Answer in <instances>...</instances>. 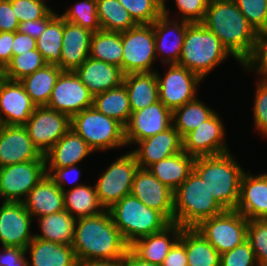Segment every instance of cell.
I'll return each instance as SVG.
<instances>
[{
	"mask_svg": "<svg viewBox=\"0 0 267 266\" xmlns=\"http://www.w3.org/2000/svg\"><path fill=\"white\" fill-rule=\"evenodd\" d=\"M179 239L185 245L188 266H220L221 255L195 228H183Z\"/></svg>",
	"mask_w": 267,
	"mask_h": 266,
	"instance_id": "cell-34",
	"label": "cell"
},
{
	"mask_svg": "<svg viewBox=\"0 0 267 266\" xmlns=\"http://www.w3.org/2000/svg\"><path fill=\"white\" fill-rule=\"evenodd\" d=\"M32 217H42L65 210L64 193L46 174L22 201Z\"/></svg>",
	"mask_w": 267,
	"mask_h": 266,
	"instance_id": "cell-27",
	"label": "cell"
},
{
	"mask_svg": "<svg viewBox=\"0 0 267 266\" xmlns=\"http://www.w3.org/2000/svg\"><path fill=\"white\" fill-rule=\"evenodd\" d=\"M19 23L45 18L52 9L44 0H10Z\"/></svg>",
	"mask_w": 267,
	"mask_h": 266,
	"instance_id": "cell-46",
	"label": "cell"
},
{
	"mask_svg": "<svg viewBox=\"0 0 267 266\" xmlns=\"http://www.w3.org/2000/svg\"><path fill=\"white\" fill-rule=\"evenodd\" d=\"M193 171L205 182L210 193L225 210L236 209L245 171L230 152L195 157Z\"/></svg>",
	"mask_w": 267,
	"mask_h": 266,
	"instance_id": "cell-3",
	"label": "cell"
},
{
	"mask_svg": "<svg viewBox=\"0 0 267 266\" xmlns=\"http://www.w3.org/2000/svg\"><path fill=\"white\" fill-rule=\"evenodd\" d=\"M71 118L46 106L35 107L25 123L29 137L42 155L70 129Z\"/></svg>",
	"mask_w": 267,
	"mask_h": 266,
	"instance_id": "cell-13",
	"label": "cell"
},
{
	"mask_svg": "<svg viewBox=\"0 0 267 266\" xmlns=\"http://www.w3.org/2000/svg\"><path fill=\"white\" fill-rule=\"evenodd\" d=\"M137 24H152L163 14V0H118Z\"/></svg>",
	"mask_w": 267,
	"mask_h": 266,
	"instance_id": "cell-43",
	"label": "cell"
},
{
	"mask_svg": "<svg viewBox=\"0 0 267 266\" xmlns=\"http://www.w3.org/2000/svg\"><path fill=\"white\" fill-rule=\"evenodd\" d=\"M209 2L210 0H175L177 9L182 14L180 20L190 23L202 22Z\"/></svg>",
	"mask_w": 267,
	"mask_h": 266,
	"instance_id": "cell-50",
	"label": "cell"
},
{
	"mask_svg": "<svg viewBox=\"0 0 267 266\" xmlns=\"http://www.w3.org/2000/svg\"><path fill=\"white\" fill-rule=\"evenodd\" d=\"M35 107L20 81H0V125L24 126Z\"/></svg>",
	"mask_w": 267,
	"mask_h": 266,
	"instance_id": "cell-19",
	"label": "cell"
},
{
	"mask_svg": "<svg viewBox=\"0 0 267 266\" xmlns=\"http://www.w3.org/2000/svg\"><path fill=\"white\" fill-rule=\"evenodd\" d=\"M93 107L107 117L117 120L124 127L129 122L132 113L124 84L94 95Z\"/></svg>",
	"mask_w": 267,
	"mask_h": 266,
	"instance_id": "cell-37",
	"label": "cell"
},
{
	"mask_svg": "<svg viewBox=\"0 0 267 266\" xmlns=\"http://www.w3.org/2000/svg\"><path fill=\"white\" fill-rule=\"evenodd\" d=\"M165 76L156 72L159 100L172 112L184 104L195 100L196 89L202 79L178 64L169 65Z\"/></svg>",
	"mask_w": 267,
	"mask_h": 266,
	"instance_id": "cell-12",
	"label": "cell"
},
{
	"mask_svg": "<svg viewBox=\"0 0 267 266\" xmlns=\"http://www.w3.org/2000/svg\"><path fill=\"white\" fill-rule=\"evenodd\" d=\"M92 152L86 141L70 128L44 155L46 168L75 165Z\"/></svg>",
	"mask_w": 267,
	"mask_h": 266,
	"instance_id": "cell-28",
	"label": "cell"
},
{
	"mask_svg": "<svg viewBox=\"0 0 267 266\" xmlns=\"http://www.w3.org/2000/svg\"><path fill=\"white\" fill-rule=\"evenodd\" d=\"M27 257H25V255L19 260L17 261L15 264H11L8 266H28V260H26Z\"/></svg>",
	"mask_w": 267,
	"mask_h": 266,
	"instance_id": "cell-60",
	"label": "cell"
},
{
	"mask_svg": "<svg viewBox=\"0 0 267 266\" xmlns=\"http://www.w3.org/2000/svg\"><path fill=\"white\" fill-rule=\"evenodd\" d=\"M108 211L129 246L142 237L163 231L171 224L161 212L147 207L131 194L124 196Z\"/></svg>",
	"mask_w": 267,
	"mask_h": 266,
	"instance_id": "cell-6",
	"label": "cell"
},
{
	"mask_svg": "<svg viewBox=\"0 0 267 266\" xmlns=\"http://www.w3.org/2000/svg\"><path fill=\"white\" fill-rule=\"evenodd\" d=\"M173 125L172 111L160 100L131 113L125 126V142L127 145L163 132Z\"/></svg>",
	"mask_w": 267,
	"mask_h": 266,
	"instance_id": "cell-15",
	"label": "cell"
},
{
	"mask_svg": "<svg viewBox=\"0 0 267 266\" xmlns=\"http://www.w3.org/2000/svg\"><path fill=\"white\" fill-rule=\"evenodd\" d=\"M32 219L23 202L3 201L0 207L2 245L25 249L34 238L30 232Z\"/></svg>",
	"mask_w": 267,
	"mask_h": 266,
	"instance_id": "cell-16",
	"label": "cell"
},
{
	"mask_svg": "<svg viewBox=\"0 0 267 266\" xmlns=\"http://www.w3.org/2000/svg\"><path fill=\"white\" fill-rule=\"evenodd\" d=\"M93 99V94L74 71H62L46 107L71 118L84 109L93 107Z\"/></svg>",
	"mask_w": 267,
	"mask_h": 266,
	"instance_id": "cell-14",
	"label": "cell"
},
{
	"mask_svg": "<svg viewBox=\"0 0 267 266\" xmlns=\"http://www.w3.org/2000/svg\"><path fill=\"white\" fill-rule=\"evenodd\" d=\"M161 266H188L185 245L180 239L171 247Z\"/></svg>",
	"mask_w": 267,
	"mask_h": 266,
	"instance_id": "cell-53",
	"label": "cell"
},
{
	"mask_svg": "<svg viewBox=\"0 0 267 266\" xmlns=\"http://www.w3.org/2000/svg\"><path fill=\"white\" fill-rule=\"evenodd\" d=\"M96 5L98 20L103 30L124 32L138 25L118 0H96Z\"/></svg>",
	"mask_w": 267,
	"mask_h": 266,
	"instance_id": "cell-40",
	"label": "cell"
},
{
	"mask_svg": "<svg viewBox=\"0 0 267 266\" xmlns=\"http://www.w3.org/2000/svg\"><path fill=\"white\" fill-rule=\"evenodd\" d=\"M173 198L174 223L183 228H195L201 221L225 211L194 171L173 191Z\"/></svg>",
	"mask_w": 267,
	"mask_h": 266,
	"instance_id": "cell-4",
	"label": "cell"
},
{
	"mask_svg": "<svg viewBox=\"0 0 267 266\" xmlns=\"http://www.w3.org/2000/svg\"><path fill=\"white\" fill-rule=\"evenodd\" d=\"M47 16L45 18L19 23L18 31L30 35L35 40L46 30Z\"/></svg>",
	"mask_w": 267,
	"mask_h": 266,
	"instance_id": "cell-55",
	"label": "cell"
},
{
	"mask_svg": "<svg viewBox=\"0 0 267 266\" xmlns=\"http://www.w3.org/2000/svg\"><path fill=\"white\" fill-rule=\"evenodd\" d=\"M216 111L204 105L201 100L195 99L172 112L174 128L179 132L182 139L191 131L195 130L201 123L210 119Z\"/></svg>",
	"mask_w": 267,
	"mask_h": 266,
	"instance_id": "cell-39",
	"label": "cell"
},
{
	"mask_svg": "<svg viewBox=\"0 0 267 266\" xmlns=\"http://www.w3.org/2000/svg\"><path fill=\"white\" fill-rule=\"evenodd\" d=\"M61 72L58 65L46 64L43 68L20 80L36 107L47 106Z\"/></svg>",
	"mask_w": 267,
	"mask_h": 266,
	"instance_id": "cell-33",
	"label": "cell"
},
{
	"mask_svg": "<svg viewBox=\"0 0 267 266\" xmlns=\"http://www.w3.org/2000/svg\"><path fill=\"white\" fill-rule=\"evenodd\" d=\"M61 16L66 21L87 28L92 32H97L101 29L97 15L96 0L78 2Z\"/></svg>",
	"mask_w": 267,
	"mask_h": 266,
	"instance_id": "cell-42",
	"label": "cell"
},
{
	"mask_svg": "<svg viewBox=\"0 0 267 266\" xmlns=\"http://www.w3.org/2000/svg\"><path fill=\"white\" fill-rule=\"evenodd\" d=\"M229 54L220 39L201 22H189L178 65L204 79Z\"/></svg>",
	"mask_w": 267,
	"mask_h": 266,
	"instance_id": "cell-5",
	"label": "cell"
},
{
	"mask_svg": "<svg viewBox=\"0 0 267 266\" xmlns=\"http://www.w3.org/2000/svg\"><path fill=\"white\" fill-rule=\"evenodd\" d=\"M123 43V73L153 72L155 60V38L152 24H138L136 27L121 32Z\"/></svg>",
	"mask_w": 267,
	"mask_h": 266,
	"instance_id": "cell-9",
	"label": "cell"
},
{
	"mask_svg": "<svg viewBox=\"0 0 267 266\" xmlns=\"http://www.w3.org/2000/svg\"><path fill=\"white\" fill-rule=\"evenodd\" d=\"M18 27L19 21L10 0H0V32H16Z\"/></svg>",
	"mask_w": 267,
	"mask_h": 266,
	"instance_id": "cell-51",
	"label": "cell"
},
{
	"mask_svg": "<svg viewBox=\"0 0 267 266\" xmlns=\"http://www.w3.org/2000/svg\"><path fill=\"white\" fill-rule=\"evenodd\" d=\"M74 72L93 96L121 86L125 76L120 67L91 57H88Z\"/></svg>",
	"mask_w": 267,
	"mask_h": 266,
	"instance_id": "cell-24",
	"label": "cell"
},
{
	"mask_svg": "<svg viewBox=\"0 0 267 266\" xmlns=\"http://www.w3.org/2000/svg\"><path fill=\"white\" fill-rule=\"evenodd\" d=\"M242 66L254 68L261 79H267V32L258 33L253 54Z\"/></svg>",
	"mask_w": 267,
	"mask_h": 266,
	"instance_id": "cell-49",
	"label": "cell"
},
{
	"mask_svg": "<svg viewBox=\"0 0 267 266\" xmlns=\"http://www.w3.org/2000/svg\"><path fill=\"white\" fill-rule=\"evenodd\" d=\"M247 241L254 250L258 266H267V219L248 220Z\"/></svg>",
	"mask_w": 267,
	"mask_h": 266,
	"instance_id": "cell-44",
	"label": "cell"
},
{
	"mask_svg": "<svg viewBox=\"0 0 267 266\" xmlns=\"http://www.w3.org/2000/svg\"><path fill=\"white\" fill-rule=\"evenodd\" d=\"M195 157L181 151L152 164L148 170L171 190L178 188L193 171Z\"/></svg>",
	"mask_w": 267,
	"mask_h": 266,
	"instance_id": "cell-31",
	"label": "cell"
},
{
	"mask_svg": "<svg viewBox=\"0 0 267 266\" xmlns=\"http://www.w3.org/2000/svg\"><path fill=\"white\" fill-rule=\"evenodd\" d=\"M42 234L34 237L57 244L72 245L75 219L69 212L63 210L38 218Z\"/></svg>",
	"mask_w": 267,
	"mask_h": 266,
	"instance_id": "cell-35",
	"label": "cell"
},
{
	"mask_svg": "<svg viewBox=\"0 0 267 266\" xmlns=\"http://www.w3.org/2000/svg\"><path fill=\"white\" fill-rule=\"evenodd\" d=\"M166 8V4L163 2V14L152 23L156 55H166L167 57H161L166 65L178 64L189 22L184 20H179L180 24L176 21L170 22V15ZM171 33L173 35L170 39L168 35L171 36Z\"/></svg>",
	"mask_w": 267,
	"mask_h": 266,
	"instance_id": "cell-21",
	"label": "cell"
},
{
	"mask_svg": "<svg viewBox=\"0 0 267 266\" xmlns=\"http://www.w3.org/2000/svg\"><path fill=\"white\" fill-rule=\"evenodd\" d=\"M220 266H258L254 250L245 241L231 251L221 254Z\"/></svg>",
	"mask_w": 267,
	"mask_h": 266,
	"instance_id": "cell-47",
	"label": "cell"
},
{
	"mask_svg": "<svg viewBox=\"0 0 267 266\" xmlns=\"http://www.w3.org/2000/svg\"><path fill=\"white\" fill-rule=\"evenodd\" d=\"M89 57L122 69L123 43L121 32L100 29L91 37Z\"/></svg>",
	"mask_w": 267,
	"mask_h": 266,
	"instance_id": "cell-38",
	"label": "cell"
},
{
	"mask_svg": "<svg viewBox=\"0 0 267 266\" xmlns=\"http://www.w3.org/2000/svg\"><path fill=\"white\" fill-rule=\"evenodd\" d=\"M70 128L82 137L93 151L124 147L125 127L94 107L71 117Z\"/></svg>",
	"mask_w": 267,
	"mask_h": 266,
	"instance_id": "cell-7",
	"label": "cell"
},
{
	"mask_svg": "<svg viewBox=\"0 0 267 266\" xmlns=\"http://www.w3.org/2000/svg\"><path fill=\"white\" fill-rule=\"evenodd\" d=\"M32 160H45L24 126L0 125V168Z\"/></svg>",
	"mask_w": 267,
	"mask_h": 266,
	"instance_id": "cell-20",
	"label": "cell"
},
{
	"mask_svg": "<svg viewBox=\"0 0 267 266\" xmlns=\"http://www.w3.org/2000/svg\"><path fill=\"white\" fill-rule=\"evenodd\" d=\"M224 125L218 114L201 123L183 139V151L194 157L215 156L229 152L224 140Z\"/></svg>",
	"mask_w": 267,
	"mask_h": 266,
	"instance_id": "cell-18",
	"label": "cell"
},
{
	"mask_svg": "<svg viewBox=\"0 0 267 266\" xmlns=\"http://www.w3.org/2000/svg\"><path fill=\"white\" fill-rule=\"evenodd\" d=\"M77 266H120V259L80 261L77 263Z\"/></svg>",
	"mask_w": 267,
	"mask_h": 266,
	"instance_id": "cell-59",
	"label": "cell"
},
{
	"mask_svg": "<svg viewBox=\"0 0 267 266\" xmlns=\"http://www.w3.org/2000/svg\"><path fill=\"white\" fill-rule=\"evenodd\" d=\"M76 184L63 192L65 211L75 219L95 216L105 211L98 199L95 186L78 184V182Z\"/></svg>",
	"mask_w": 267,
	"mask_h": 266,
	"instance_id": "cell-32",
	"label": "cell"
},
{
	"mask_svg": "<svg viewBox=\"0 0 267 266\" xmlns=\"http://www.w3.org/2000/svg\"><path fill=\"white\" fill-rule=\"evenodd\" d=\"M93 32L64 19V32L61 48L62 71H75L90 55Z\"/></svg>",
	"mask_w": 267,
	"mask_h": 266,
	"instance_id": "cell-25",
	"label": "cell"
},
{
	"mask_svg": "<svg viewBox=\"0 0 267 266\" xmlns=\"http://www.w3.org/2000/svg\"><path fill=\"white\" fill-rule=\"evenodd\" d=\"M72 247L78 262L118 260L126 255L129 245L114 225L108 210L76 221Z\"/></svg>",
	"mask_w": 267,
	"mask_h": 266,
	"instance_id": "cell-1",
	"label": "cell"
},
{
	"mask_svg": "<svg viewBox=\"0 0 267 266\" xmlns=\"http://www.w3.org/2000/svg\"><path fill=\"white\" fill-rule=\"evenodd\" d=\"M64 32V18L54 13L47 15V28L36 39L37 50L42 54L46 64L59 65Z\"/></svg>",
	"mask_w": 267,
	"mask_h": 266,
	"instance_id": "cell-36",
	"label": "cell"
},
{
	"mask_svg": "<svg viewBox=\"0 0 267 266\" xmlns=\"http://www.w3.org/2000/svg\"><path fill=\"white\" fill-rule=\"evenodd\" d=\"M132 112L144 109L159 101L156 72L129 73L124 76Z\"/></svg>",
	"mask_w": 267,
	"mask_h": 266,
	"instance_id": "cell-30",
	"label": "cell"
},
{
	"mask_svg": "<svg viewBox=\"0 0 267 266\" xmlns=\"http://www.w3.org/2000/svg\"><path fill=\"white\" fill-rule=\"evenodd\" d=\"M235 210L247 220L267 219V173L255 176L244 172Z\"/></svg>",
	"mask_w": 267,
	"mask_h": 266,
	"instance_id": "cell-23",
	"label": "cell"
},
{
	"mask_svg": "<svg viewBox=\"0 0 267 266\" xmlns=\"http://www.w3.org/2000/svg\"><path fill=\"white\" fill-rule=\"evenodd\" d=\"M46 174L45 160H32L1 167L0 198H4L3 201L22 202Z\"/></svg>",
	"mask_w": 267,
	"mask_h": 266,
	"instance_id": "cell-11",
	"label": "cell"
},
{
	"mask_svg": "<svg viewBox=\"0 0 267 266\" xmlns=\"http://www.w3.org/2000/svg\"><path fill=\"white\" fill-rule=\"evenodd\" d=\"M4 78V68L0 65V81Z\"/></svg>",
	"mask_w": 267,
	"mask_h": 266,
	"instance_id": "cell-61",
	"label": "cell"
},
{
	"mask_svg": "<svg viewBox=\"0 0 267 266\" xmlns=\"http://www.w3.org/2000/svg\"><path fill=\"white\" fill-rule=\"evenodd\" d=\"M46 173L63 192L66 190L63 186L64 184L76 183V181H78V178L80 177V172H78L77 164L62 168H46ZM70 173H74L75 178L69 179L68 181H72L67 182V176Z\"/></svg>",
	"mask_w": 267,
	"mask_h": 266,
	"instance_id": "cell-52",
	"label": "cell"
},
{
	"mask_svg": "<svg viewBox=\"0 0 267 266\" xmlns=\"http://www.w3.org/2000/svg\"><path fill=\"white\" fill-rule=\"evenodd\" d=\"M24 255L25 249L19 247L3 246V253H0V266L15 264Z\"/></svg>",
	"mask_w": 267,
	"mask_h": 266,
	"instance_id": "cell-57",
	"label": "cell"
},
{
	"mask_svg": "<svg viewBox=\"0 0 267 266\" xmlns=\"http://www.w3.org/2000/svg\"><path fill=\"white\" fill-rule=\"evenodd\" d=\"M14 32H0V65L5 68L12 59Z\"/></svg>",
	"mask_w": 267,
	"mask_h": 266,
	"instance_id": "cell-56",
	"label": "cell"
},
{
	"mask_svg": "<svg viewBox=\"0 0 267 266\" xmlns=\"http://www.w3.org/2000/svg\"><path fill=\"white\" fill-rule=\"evenodd\" d=\"M138 148L131 151L139 168L148 169L152 164L183 151V141L172 125L167 130L136 143Z\"/></svg>",
	"mask_w": 267,
	"mask_h": 266,
	"instance_id": "cell-22",
	"label": "cell"
},
{
	"mask_svg": "<svg viewBox=\"0 0 267 266\" xmlns=\"http://www.w3.org/2000/svg\"><path fill=\"white\" fill-rule=\"evenodd\" d=\"M45 65L46 61L37 49L29 50L20 55L12 56L11 61L4 68V78L20 81Z\"/></svg>",
	"mask_w": 267,
	"mask_h": 266,
	"instance_id": "cell-41",
	"label": "cell"
},
{
	"mask_svg": "<svg viewBox=\"0 0 267 266\" xmlns=\"http://www.w3.org/2000/svg\"><path fill=\"white\" fill-rule=\"evenodd\" d=\"M257 33L267 32V0H233Z\"/></svg>",
	"mask_w": 267,
	"mask_h": 266,
	"instance_id": "cell-45",
	"label": "cell"
},
{
	"mask_svg": "<svg viewBox=\"0 0 267 266\" xmlns=\"http://www.w3.org/2000/svg\"><path fill=\"white\" fill-rule=\"evenodd\" d=\"M195 229L221 255L247 241L248 220L235 209L225 210L201 221Z\"/></svg>",
	"mask_w": 267,
	"mask_h": 266,
	"instance_id": "cell-8",
	"label": "cell"
},
{
	"mask_svg": "<svg viewBox=\"0 0 267 266\" xmlns=\"http://www.w3.org/2000/svg\"><path fill=\"white\" fill-rule=\"evenodd\" d=\"M30 251L28 266H77L72 245L57 244L36 237L25 248Z\"/></svg>",
	"mask_w": 267,
	"mask_h": 266,
	"instance_id": "cell-29",
	"label": "cell"
},
{
	"mask_svg": "<svg viewBox=\"0 0 267 266\" xmlns=\"http://www.w3.org/2000/svg\"><path fill=\"white\" fill-rule=\"evenodd\" d=\"M138 169L136 158L130 152L117 158L99 177L95 188L105 210L110 209L124 196L131 193L133 179Z\"/></svg>",
	"mask_w": 267,
	"mask_h": 266,
	"instance_id": "cell-10",
	"label": "cell"
},
{
	"mask_svg": "<svg viewBox=\"0 0 267 266\" xmlns=\"http://www.w3.org/2000/svg\"><path fill=\"white\" fill-rule=\"evenodd\" d=\"M182 229L178 224L171 223L161 232L136 240L129 249L142 261L161 266Z\"/></svg>",
	"mask_w": 267,
	"mask_h": 266,
	"instance_id": "cell-26",
	"label": "cell"
},
{
	"mask_svg": "<svg viewBox=\"0 0 267 266\" xmlns=\"http://www.w3.org/2000/svg\"><path fill=\"white\" fill-rule=\"evenodd\" d=\"M255 93L254 125L263 135L267 136V79H259Z\"/></svg>",
	"mask_w": 267,
	"mask_h": 266,
	"instance_id": "cell-48",
	"label": "cell"
},
{
	"mask_svg": "<svg viewBox=\"0 0 267 266\" xmlns=\"http://www.w3.org/2000/svg\"><path fill=\"white\" fill-rule=\"evenodd\" d=\"M120 266H158L152 263L142 261L130 249L126 255L120 259Z\"/></svg>",
	"mask_w": 267,
	"mask_h": 266,
	"instance_id": "cell-58",
	"label": "cell"
},
{
	"mask_svg": "<svg viewBox=\"0 0 267 266\" xmlns=\"http://www.w3.org/2000/svg\"><path fill=\"white\" fill-rule=\"evenodd\" d=\"M130 194L174 223L173 190L155 178L148 169L139 168L136 171Z\"/></svg>",
	"mask_w": 267,
	"mask_h": 266,
	"instance_id": "cell-17",
	"label": "cell"
},
{
	"mask_svg": "<svg viewBox=\"0 0 267 266\" xmlns=\"http://www.w3.org/2000/svg\"><path fill=\"white\" fill-rule=\"evenodd\" d=\"M201 23L242 65L252 56L258 33L233 0H210Z\"/></svg>",
	"mask_w": 267,
	"mask_h": 266,
	"instance_id": "cell-2",
	"label": "cell"
},
{
	"mask_svg": "<svg viewBox=\"0 0 267 266\" xmlns=\"http://www.w3.org/2000/svg\"><path fill=\"white\" fill-rule=\"evenodd\" d=\"M37 49L36 40L30 35L14 32V40L12 43V56H17L29 50Z\"/></svg>",
	"mask_w": 267,
	"mask_h": 266,
	"instance_id": "cell-54",
	"label": "cell"
}]
</instances>
